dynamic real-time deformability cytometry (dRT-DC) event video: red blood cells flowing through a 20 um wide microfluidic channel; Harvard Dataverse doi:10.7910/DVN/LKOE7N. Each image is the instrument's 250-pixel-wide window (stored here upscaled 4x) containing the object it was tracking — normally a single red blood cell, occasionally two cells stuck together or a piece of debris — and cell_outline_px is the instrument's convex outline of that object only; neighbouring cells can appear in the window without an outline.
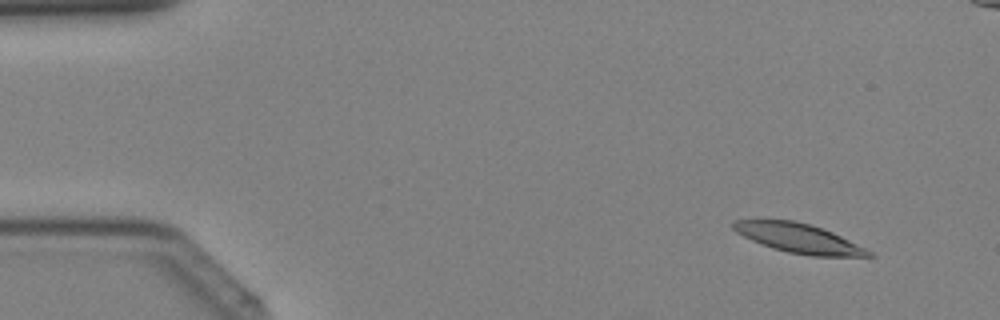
{"species": "Egyptian fruit bat (a non-hibernating species)", "species_latin": "Rousettus aegyptiacus", "temperature_condition": "cold", "stored_images_in_passage": 41, "camera_frame_rate_fps": 3000, "um_per_image_px": 0.085, "animal": {"sex": "female"}, "frame": {"image": 1, "passage_image": 4, "time_ms": 1.0, "image_size_px": [1000, 320], "cell_outline_px": [[876, 256], [812, 256], [788, 252], [772, 248], [752, 240], [736, 232], [732, 228], [732, 220], [792, 220], [808, 224], [832, 232], [872, 252]], "centroid_in_image_um": [67.85, 20.25], "position_along_channel_um": 17.1, "area_um2": 22.66}}
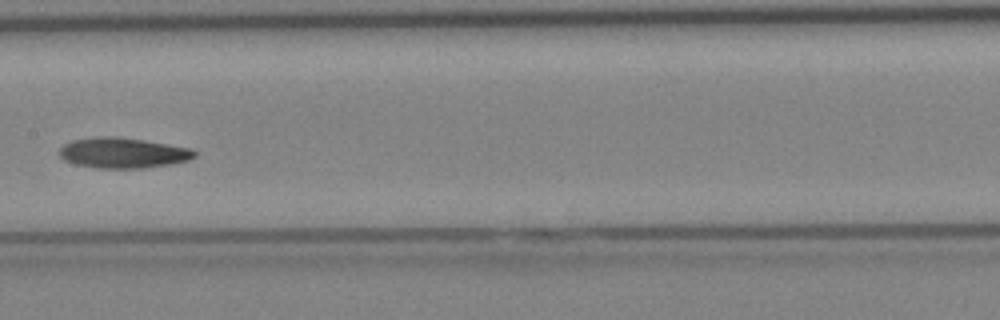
{"frame": {"image": 2, "passage_image": 21, "time_ms": 6.667, "image_size_px": [1000, 320], "cell_outline_px": [[196, 156], [188, 160], [172, 164], [144, 168], [96, 168], [76, 164], [64, 160], [60, 156], [60, 148], [64, 144], [72, 140], [96, 136], [112, 136], [144, 140], [192, 148], [196, 152]], "centroid_in_image_um": [10.46, 12.99], "position_along_channel_um": 196.9, "area_um2": 24.04}}
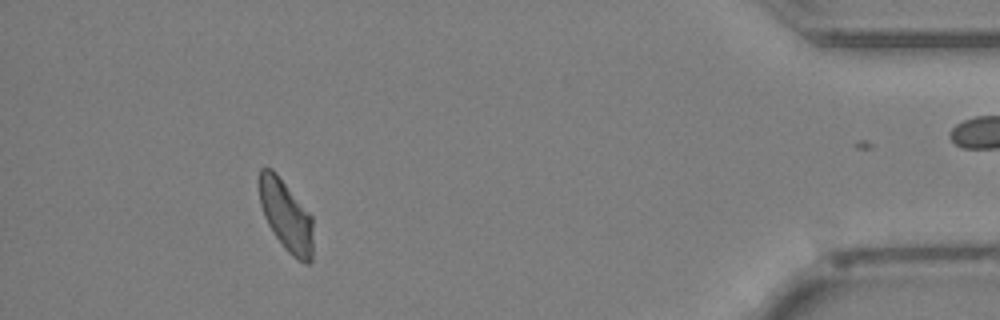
{"frame": {"image": 3, "passage_image": 37, "time_ms": 12.0, "image_size_px": [1000, 320], "cell_outline_px": [[312, 260], [308, 264], [304, 264], [296, 260], [284, 248], [268, 224], [264, 216], [260, 204], [260, 168], [272, 168], [276, 172], [312, 216]], "centroid_in_image_um": [24.33, 18.36], "position_along_channel_um": 410.9, "area_um2": 22.14}}